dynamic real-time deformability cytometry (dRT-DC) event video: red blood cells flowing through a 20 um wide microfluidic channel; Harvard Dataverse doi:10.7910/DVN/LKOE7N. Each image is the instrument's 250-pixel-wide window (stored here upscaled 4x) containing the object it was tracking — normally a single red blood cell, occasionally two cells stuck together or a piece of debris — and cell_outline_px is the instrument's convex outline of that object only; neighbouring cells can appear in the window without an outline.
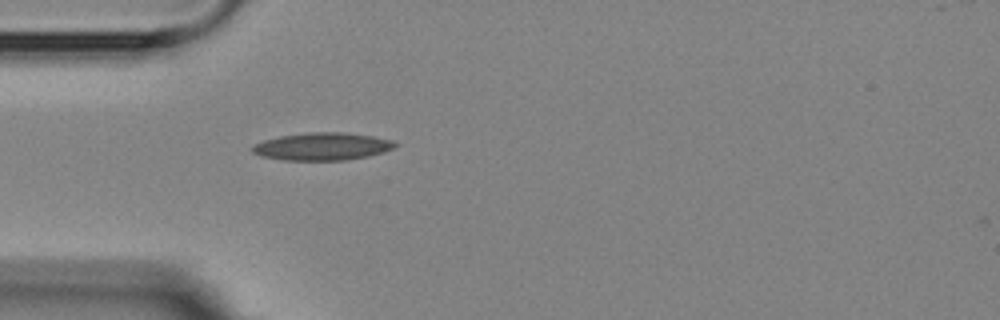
{"species": "Egyptian fruit bat (a non-hibernating species)", "species_latin": "Rousettus aegyptiacus", "temperature_condition": "room temperature", "stored_images_in_passage": 1, "camera_frame_rate_fps": 3000, "um_per_image_px": 0.085, "animal": {"sex": "female"}, "frame": {"image": 1, "passage_image": 1, "time_ms": 0.0, "image_size_px": [1000, 320], "cell_outline_px": [[400, 144], [384, 152], [368, 156], [344, 160], [284, 160], [260, 156], [252, 152], [248, 148], [252, 144], [264, 140], [280, 136], [308, 132], [344, 132], [372, 136], [392, 140]], "centroid_in_image_um": [27.35, 12.44], "position_along_channel_um": 57.6, "area_um2": 23.12}}